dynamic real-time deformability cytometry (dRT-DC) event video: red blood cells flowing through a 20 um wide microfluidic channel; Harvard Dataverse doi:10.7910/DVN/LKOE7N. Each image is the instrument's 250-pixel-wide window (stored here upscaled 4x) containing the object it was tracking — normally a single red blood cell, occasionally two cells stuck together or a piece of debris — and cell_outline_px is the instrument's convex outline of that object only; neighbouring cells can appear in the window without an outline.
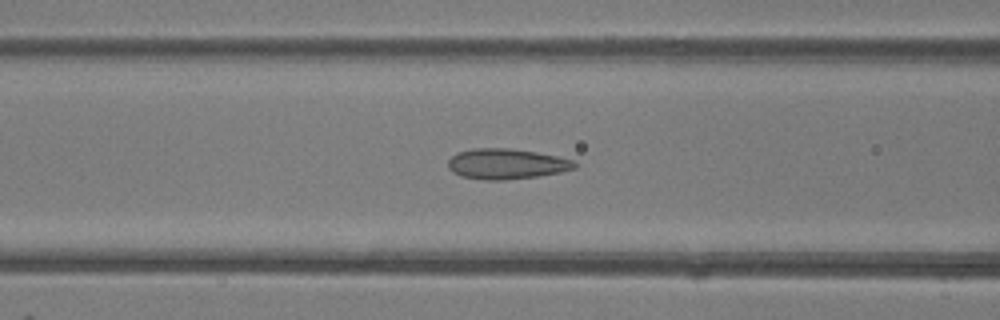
{"species": "common noctule bat (a hibernating species)", "species_latin": "Nyctalus noctula", "temperature_condition": "room temperature", "stored_images_in_passage": 44, "camera_frame_rate_fps": 3000, "um_per_image_px": 0.085, "animal": {"sex": "female"}, "frame": {"image": 1, "passage_image": 19, "time_ms": 6.0, "image_size_px": [1000, 320], "cell_outline_px": [[576, 168], [560, 172], [536, 176], [504, 180], [484, 180], [460, 176], [452, 172], [448, 168], [448, 160], [456, 152], [472, 148], [508, 148], [536, 152], [556, 156], [572, 160], [576, 164]], "centroid_in_image_um": [42.99, 13.93], "position_along_channel_um": 123.6, "area_um2": 22.43}}
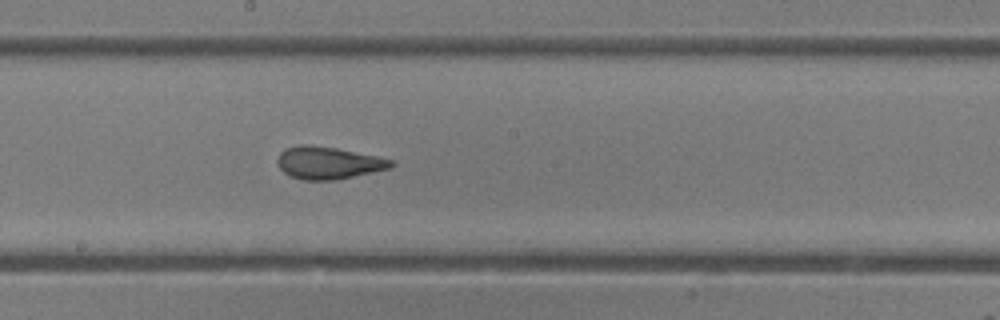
{"frame": {"image": 2, "passage_image": 26, "time_ms": 8.333, "image_size_px": [1000, 320], "cell_outline_px": [[396, 164], [392, 168], [336, 180], [304, 180], [288, 176], [276, 164], [276, 160], [280, 152], [288, 148], [300, 144], [308, 144], [336, 148], [396, 160]], "centroid_in_image_um": [27.92, 13.85], "position_along_channel_um": 220.3, "area_um2": 21.68}}
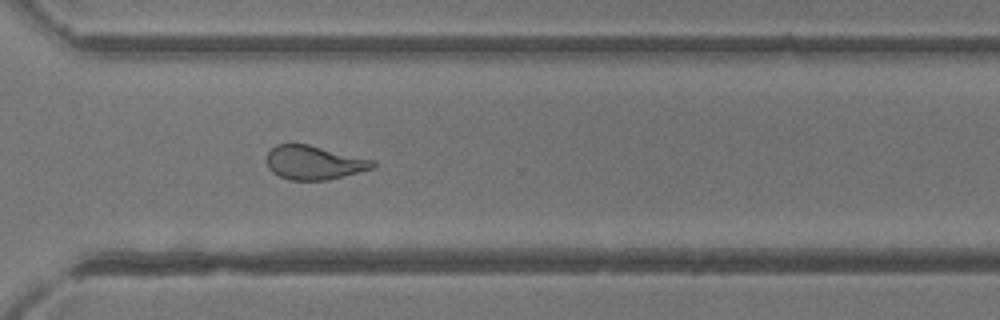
{"frame": {"image": 3, "passage_image": 35, "time_ms": 11.333, "image_size_px": [1000, 320], "cell_outline_px": [[376, 168], [328, 180], [292, 180], [280, 176], [272, 172], [268, 168], [268, 152], [276, 144], [308, 144], [376, 160]], "centroid_in_image_um": [26.75, 13.82], "position_along_channel_um": 343.8, "area_um2": 21.04}, "authors_computed_cell_mechanics": {"area_um2": 21.5016, "velocity_mm_per_s": 4.1288, "shape_relaxation_time_tau1_ms": 5.9279, "shape_relaxation_time_tau2_ms": 1.3521, "deformation_change_tau1": 0.1626, "deformation_change_tau2": 0.0809}}